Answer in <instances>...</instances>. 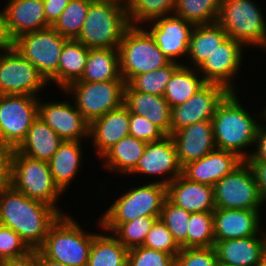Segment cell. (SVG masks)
Here are the masks:
<instances>
[{
    "instance_id": "cell-1",
    "label": "cell",
    "mask_w": 266,
    "mask_h": 266,
    "mask_svg": "<svg viewBox=\"0 0 266 266\" xmlns=\"http://www.w3.org/2000/svg\"><path fill=\"white\" fill-rule=\"evenodd\" d=\"M60 215L52 206L25 196L10 184L0 187V223L19 234L31 250L43 245Z\"/></svg>"
},
{
    "instance_id": "cell-2",
    "label": "cell",
    "mask_w": 266,
    "mask_h": 266,
    "mask_svg": "<svg viewBox=\"0 0 266 266\" xmlns=\"http://www.w3.org/2000/svg\"><path fill=\"white\" fill-rule=\"evenodd\" d=\"M240 103L236 92H229L218 104L212 118L216 149L237 154L248 159L242 149L254 145L259 122Z\"/></svg>"
},
{
    "instance_id": "cell-3",
    "label": "cell",
    "mask_w": 266,
    "mask_h": 266,
    "mask_svg": "<svg viewBox=\"0 0 266 266\" xmlns=\"http://www.w3.org/2000/svg\"><path fill=\"white\" fill-rule=\"evenodd\" d=\"M130 26L126 1L93 0L77 41L87 48H118Z\"/></svg>"
},
{
    "instance_id": "cell-4",
    "label": "cell",
    "mask_w": 266,
    "mask_h": 266,
    "mask_svg": "<svg viewBox=\"0 0 266 266\" xmlns=\"http://www.w3.org/2000/svg\"><path fill=\"white\" fill-rule=\"evenodd\" d=\"M8 184L31 199L47 203L63 215L56 206L63 192L54 183L48 162L10 150Z\"/></svg>"
},
{
    "instance_id": "cell-5",
    "label": "cell",
    "mask_w": 266,
    "mask_h": 266,
    "mask_svg": "<svg viewBox=\"0 0 266 266\" xmlns=\"http://www.w3.org/2000/svg\"><path fill=\"white\" fill-rule=\"evenodd\" d=\"M95 233H87L66 214L50 226L39 250L49 259L67 266H87Z\"/></svg>"
},
{
    "instance_id": "cell-6",
    "label": "cell",
    "mask_w": 266,
    "mask_h": 266,
    "mask_svg": "<svg viewBox=\"0 0 266 266\" xmlns=\"http://www.w3.org/2000/svg\"><path fill=\"white\" fill-rule=\"evenodd\" d=\"M166 199V185L154 181L131 188L122 194L101 217L100 228L110 233L120 224L133 221L140 216L160 217Z\"/></svg>"
},
{
    "instance_id": "cell-7",
    "label": "cell",
    "mask_w": 266,
    "mask_h": 266,
    "mask_svg": "<svg viewBox=\"0 0 266 266\" xmlns=\"http://www.w3.org/2000/svg\"><path fill=\"white\" fill-rule=\"evenodd\" d=\"M142 27L130 25L118 47L120 73L126 84L134 76L155 71L171 62L158 48L151 34Z\"/></svg>"
},
{
    "instance_id": "cell-8",
    "label": "cell",
    "mask_w": 266,
    "mask_h": 266,
    "mask_svg": "<svg viewBox=\"0 0 266 266\" xmlns=\"http://www.w3.org/2000/svg\"><path fill=\"white\" fill-rule=\"evenodd\" d=\"M217 23L227 36L243 46L266 49V23L263 14L251 0H222Z\"/></svg>"
},
{
    "instance_id": "cell-9",
    "label": "cell",
    "mask_w": 266,
    "mask_h": 266,
    "mask_svg": "<svg viewBox=\"0 0 266 266\" xmlns=\"http://www.w3.org/2000/svg\"><path fill=\"white\" fill-rule=\"evenodd\" d=\"M68 39L52 27L27 32L12 41V46L29 60L47 82L58 84V64Z\"/></svg>"
},
{
    "instance_id": "cell-10",
    "label": "cell",
    "mask_w": 266,
    "mask_h": 266,
    "mask_svg": "<svg viewBox=\"0 0 266 266\" xmlns=\"http://www.w3.org/2000/svg\"><path fill=\"white\" fill-rule=\"evenodd\" d=\"M124 80L103 82L75 81L63 91L74 96V105L91 123L109 111L120 107L124 101Z\"/></svg>"
},
{
    "instance_id": "cell-11",
    "label": "cell",
    "mask_w": 266,
    "mask_h": 266,
    "mask_svg": "<svg viewBox=\"0 0 266 266\" xmlns=\"http://www.w3.org/2000/svg\"><path fill=\"white\" fill-rule=\"evenodd\" d=\"M216 209L260 210L263 205L251 166L244 161L214 186Z\"/></svg>"
},
{
    "instance_id": "cell-12",
    "label": "cell",
    "mask_w": 266,
    "mask_h": 266,
    "mask_svg": "<svg viewBox=\"0 0 266 266\" xmlns=\"http://www.w3.org/2000/svg\"><path fill=\"white\" fill-rule=\"evenodd\" d=\"M39 99L31 95H0V145L16 149L38 117Z\"/></svg>"
},
{
    "instance_id": "cell-13",
    "label": "cell",
    "mask_w": 266,
    "mask_h": 266,
    "mask_svg": "<svg viewBox=\"0 0 266 266\" xmlns=\"http://www.w3.org/2000/svg\"><path fill=\"white\" fill-rule=\"evenodd\" d=\"M0 54V95L37 96L48 82L13 46Z\"/></svg>"
},
{
    "instance_id": "cell-14",
    "label": "cell",
    "mask_w": 266,
    "mask_h": 266,
    "mask_svg": "<svg viewBox=\"0 0 266 266\" xmlns=\"http://www.w3.org/2000/svg\"><path fill=\"white\" fill-rule=\"evenodd\" d=\"M229 91L220 84L206 83L185 103L171 108V134L179 129L212 120L218 104Z\"/></svg>"
},
{
    "instance_id": "cell-15",
    "label": "cell",
    "mask_w": 266,
    "mask_h": 266,
    "mask_svg": "<svg viewBox=\"0 0 266 266\" xmlns=\"http://www.w3.org/2000/svg\"><path fill=\"white\" fill-rule=\"evenodd\" d=\"M244 48L239 41L228 37L199 66L198 72L206 83L220 84L229 92H236L232 80L241 67Z\"/></svg>"
},
{
    "instance_id": "cell-16",
    "label": "cell",
    "mask_w": 266,
    "mask_h": 266,
    "mask_svg": "<svg viewBox=\"0 0 266 266\" xmlns=\"http://www.w3.org/2000/svg\"><path fill=\"white\" fill-rule=\"evenodd\" d=\"M154 21V22H153ZM151 21L150 30L146 29L153 37L161 52L173 62L177 58L188 54V46L194 25L174 14L159 17Z\"/></svg>"
},
{
    "instance_id": "cell-17",
    "label": "cell",
    "mask_w": 266,
    "mask_h": 266,
    "mask_svg": "<svg viewBox=\"0 0 266 266\" xmlns=\"http://www.w3.org/2000/svg\"><path fill=\"white\" fill-rule=\"evenodd\" d=\"M38 116L63 141H81L84 137L90 138V123L71 103L66 101L42 103L39 99Z\"/></svg>"
},
{
    "instance_id": "cell-18",
    "label": "cell",
    "mask_w": 266,
    "mask_h": 266,
    "mask_svg": "<svg viewBox=\"0 0 266 266\" xmlns=\"http://www.w3.org/2000/svg\"><path fill=\"white\" fill-rule=\"evenodd\" d=\"M143 175H167V179L159 182L168 185L179 175H182V167L178 161L176 147L170 135L162 140L149 142L144 154L139 159L135 169L130 174Z\"/></svg>"
},
{
    "instance_id": "cell-19",
    "label": "cell",
    "mask_w": 266,
    "mask_h": 266,
    "mask_svg": "<svg viewBox=\"0 0 266 266\" xmlns=\"http://www.w3.org/2000/svg\"><path fill=\"white\" fill-rule=\"evenodd\" d=\"M170 136L174 141L181 167L216 149L212 120L185 126Z\"/></svg>"
},
{
    "instance_id": "cell-20",
    "label": "cell",
    "mask_w": 266,
    "mask_h": 266,
    "mask_svg": "<svg viewBox=\"0 0 266 266\" xmlns=\"http://www.w3.org/2000/svg\"><path fill=\"white\" fill-rule=\"evenodd\" d=\"M243 162L244 160L233 152L215 149L204 157L184 165L182 176L189 181L213 187Z\"/></svg>"
},
{
    "instance_id": "cell-21",
    "label": "cell",
    "mask_w": 266,
    "mask_h": 266,
    "mask_svg": "<svg viewBox=\"0 0 266 266\" xmlns=\"http://www.w3.org/2000/svg\"><path fill=\"white\" fill-rule=\"evenodd\" d=\"M6 5L5 25L12 41L24 33L51 27L44 14L43 0H10Z\"/></svg>"
},
{
    "instance_id": "cell-22",
    "label": "cell",
    "mask_w": 266,
    "mask_h": 266,
    "mask_svg": "<svg viewBox=\"0 0 266 266\" xmlns=\"http://www.w3.org/2000/svg\"><path fill=\"white\" fill-rule=\"evenodd\" d=\"M260 214L259 210L215 209L213 212L215 241L260 235Z\"/></svg>"
},
{
    "instance_id": "cell-23",
    "label": "cell",
    "mask_w": 266,
    "mask_h": 266,
    "mask_svg": "<svg viewBox=\"0 0 266 266\" xmlns=\"http://www.w3.org/2000/svg\"><path fill=\"white\" fill-rule=\"evenodd\" d=\"M166 198L191 213L214 212L216 209L213 187L189 181L182 175L166 185Z\"/></svg>"
},
{
    "instance_id": "cell-24",
    "label": "cell",
    "mask_w": 266,
    "mask_h": 266,
    "mask_svg": "<svg viewBox=\"0 0 266 266\" xmlns=\"http://www.w3.org/2000/svg\"><path fill=\"white\" fill-rule=\"evenodd\" d=\"M213 247L221 264L257 266L266 253V233L262 232L260 236L215 241Z\"/></svg>"
},
{
    "instance_id": "cell-25",
    "label": "cell",
    "mask_w": 266,
    "mask_h": 266,
    "mask_svg": "<svg viewBox=\"0 0 266 266\" xmlns=\"http://www.w3.org/2000/svg\"><path fill=\"white\" fill-rule=\"evenodd\" d=\"M130 112L122 104L90 123L89 136L101 157L109 148L129 135Z\"/></svg>"
},
{
    "instance_id": "cell-26",
    "label": "cell",
    "mask_w": 266,
    "mask_h": 266,
    "mask_svg": "<svg viewBox=\"0 0 266 266\" xmlns=\"http://www.w3.org/2000/svg\"><path fill=\"white\" fill-rule=\"evenodd\" d=\"M123 104L130 113L151 121L166 135H171V108L164 96L138 91H124Z\"/></svg>"
},
{
    "instance_id": "cell-27",
    "label": "cell",
    "mask_w": 266,
    "mask_h": 266,
    "mask_svg": "<svg viewBox=\"0 0 266 266\" xmlns=\"http://www.w3.org/2000/svg\"><path fill=\"white\" fill-rule=\"evenodd\" d=\"M62 142L59 135L38 116L15 150L33 159L48 162Z\"/></svg>"
},
{
    "instance_id": "cell-28",
    "label": "cell",
    "mask_w": 266,
    "mask_h": 266,
    "mask_svg": "<svg viewBox=\"0 0 266 266\" xmlns=\"http://www.w3.org/2000/svg\"><path fill=\"white\" fill-rule=\"evenodd\" d=\"M81 141H63L48 161L54 183L64 193L79 171L82 150Z\"/></svg>"
},
{
    "instance_id": "cell-29",
    "label": "cell",
    "mask_w": 266,
    "mask_h": 266,
    "mask_svg": "<svg viewBox=\"0 0 266 266\" xmlns=\"http://www.w3.org/2000/svg\"><path fill=\"white\" fill-rule=\"evenodd\" d=\"M113 80H124L120 73L118 48L89 49L83 76L78 81L103 82Z\"/></svg>"
},
{
    "instance_id": "cell-30",
    "label": "cell",
    "mask_w": 266,
    "mask_h": 266,
    "mask_svg": "<svg viewBox=\"0 0 266 266\" xmlns=\"http://www.w3.org/2000/svg\"><path fill=\"white\" fill-rule=\"evenodd\" d=\"M146 146V142L127 135L109 148L101 158H104L107 169L130 174L144 154Z\"/></svg>"
},
{
    "instance_id": "cell-31",
    "label": "cell",
    "mask_w": 266,
    "mask_h": 266,
    "mask_svg": "<svg viewBox=\"0 0 266 266\" xmlns=\"http://www.w3.org/2000/svg\"><path fill=\"white\" fill-rule=\"evenodd\" d=\"M227 38V33L217 22L194 25L186 56L190 58L194 68L198 69L216 47Z\"/></svg>"
},
{
    "instance_id": "cell-32",
    "label": "cell",
    "mask_w": 266,
    "mask_h": 266,
    "mask_svg": "<svg viewBox=\"0 0 266 266\" xmlns=\"http://www.w3.org/2000/svg\"><path fill=\"white\" fill-rule=\"evenodd\" d=\"M89 49L76 39L65 42L58 64V87L61 90L81 79Z\"/></svg>"
},
{
    "instance_id": "cell-33",
    "label": "cell",
    "mask_w": 266,
    "mask_h": 266,
    "mask_svg": "<svg viewBox=\"0 0 266 266\" xmlns=\"http://www.w3.org/2000/svg\"><path fill=\"white\" fill-rule=\"evenodd\" d=\"M192 67L194 66L188 67L183 63L167 83L164 98L170 108L185 103L206 84L198 69Z\"/></svg>"
},
{
    "instance_id": "cell-34",
    "label": "cell",
    "mask_w": 266,
    "mask_h": 266,
    "mask_svg": "<svg viewBox=\"0 0 266 266\" xmlns=\"http://www.w3.org/2000/svg\"><path fill=\"white\" fill-rule=\"evenodd\" d=\"M128 251L113 234L95 233L87 266H127Z\"/></svg>"
},
{
    "instance_id": "cell-35",
    "label": "cell",
    "mask_w": 266,
    "mask_h": 266,
    "mask_svg": "<svg viewBox=\"0 0 266 266\" xmlns=\"http://www.w3.org/2000/svg\"><path fill=\"white\" fill-rule=\"evenodd\" d=\"M171 61L168 65L134 76L124 88V91H138L152 95L164 96L167 83L173 73L182 65Z\"/></svg>"
},
{
    "instance_id": "cell-36",
    "label": "cell",
    "mask_w": 266,
    "mask_h": 266,
    "mask_svg": "<svg viewBox=\"0 0 266 266\" xmlns=\"http://www.w3.org/2000/svg\"><path fill=\"white\" fill-rule=\"evenodd\" d=\"M222 0H176L173 14L193 25L217 22Z\"/></svg>"
},
{
    "instance_id": "cell-37",
    "label": "cell",
    "mask_w": 266,
    "mask_h": 266,
    "mask_svg": "<svg viewBox=\"0 0 266 266\" xmlns=\"http://www.w3.org/2000/svg\"><path fill=\"white\" fill-rule=\"evenodd\" d=\"M175 3L176 0H127L129 24L140 26L142 23H149L156 18L167 16L169 13L172 15Z\"/></svg>"
},
{
    "instance_id": "cell-38",
    "label": "cell",
    "mask_w": 266,
    "mask_h": 266,
    "mask_svg": "<svg viewBox=\"0 0 266 266\" xmlns=\"http://www.w3.org/2000/svg\"><path fill=\"white\" fill-rule=\"evenodd\" d=\"M93 0H70L56 22L51 26L62 37L77 39L81 33L88 8Z\"/></svg>"
},
{
    "instance_id": "cell-39",
    "label": "cell",
    "mask_w": 266,
    "mask_h": 266,
    "mask_svg": "<svg viewBox=\"0 0 266 266\" xmlns=\"http://www.w3.org/2000/svg\"><path fill=\"white\" fill-rule=\"evenodd\" d=\"M187 228V248L214 246L213 212L191 213Z\"/></svg>"
},
{
    "instance_id": "cell-40",
    "label": "cell",
    "mask_w": 266,
    "mask_h": 266,
    "mask_svg": "<svg viewBox=\"0 0 266 266\" xmlns=\"http://www.w3.org/2000/svg\"><path fill=\"white\" fill-rule=\"evenodd\" d=\"M160 217L140 216L130 222L120 223L110 234L127 249L142 246L147 233L151 230L156 220Z\"/></svg>"
},
{
    "instance_id": "cell-41",
    "label": "cell",
    "mask_w": 266,
    "mask_h": 266,
    "mask_svg": "<svg viewBox=\"0 0 266 266\" xmlns=\"http://www.w3.org/2000/svg\"><path fill=\"white\" fill-rule=\"evenodd\" d=\"M190 215L191 212L171 203L167 198L165 199L160 219L181 248H187V227Z\"/></svg>"
},
{
    "instance_id": "cell-42",
    "label": "cell",
    "mask_w": 266,
    "mask_h": 266,
    "mask_svg": "<svg viewBox=\"0 0 266 266\" xmlns=\"http://www.w3.org/2000/svg\"><path fill=\"white\" fill-rule=\"evenodd\" d=\"M144 247L159 250L176 257L181 247L174 240L171 232L166 227L165 223L158 218L151 230L147 233Z\"/></svg>"
},
{
    "instance_id": "cell-43",
    "label": "cell",
    "mask_w": 266,
    "mask_h": 266,
    "mask_svg": "<svg viewBox=\"0 0 266 266\" xmlns=\"http://www.w3.org/2000/svg\"><path fill=\"white\" fill-rule=\"evenodd\" d=\"M127 266H175V257L159 250L136 246L128 251Z\"/></svg>"
},
{
    "instance_id": "cell-44",
    "label": "cell",
    "mask_w": 266,
    "mask_h": 266,
    "mask_svg": "<svg viewBox=\"0 0 266 266\" xmlns=\"http://www.w3.org/2000/svg\"><path fill=\"white\" fill-rule=\"evenodd\" d=\"M214 247L181 248L175 257V266H218Z\"/></svg>"
},
{
    "instance_id": "cell-45",
    "label": "cell",
    "mask_w": 266,
    "mask_h": 266,
    "mask_svg": "<svg viewBox=\"0 0 266 266\" xmlns=\"http://www.w3.org/2000/svg\"><path fill=\"white\" fill-rule=\"evenodd\" d=\"M30 250L19 234L0 224V261L24 256Z\"/></svg>"
},
{
    "instance_id": "cell-46",
    "label": "cell",
    "mask_w": 266,
    "mask_h": 266,
    "mask_svg": "<svg viewBox=\"0 0 266 266\" xmlns=\"http://www.w3.org/2000/svg\"><path fill=\"white\" fill-rule=\"evenodd\" d=\"M129 135L146 143L159 141L167 136L151 121L134 113H130Z\"/></svg>"
},
{
    "instance_id": "cell-47",
    "label": "cell",
    "mask_w": 266,
    "mask_h": 266,
    "mask_svg": "<svg viewBox=\"0 0 266 266\" xmlns=\"http://www.w3.org/2000/svg\"><path fill=\"white\" fill-rule=\"evenodd\" d=\"M70 0H43L44 14L47 23L52 26L59 18Z\"/></svg>"
},
{
    "instance_id": "cell-48",
    "label": "cell",
    "mask_w": 266,
    "mask_h": 266,
    "mask_svg": "<svg viewBox=\"0 0 266 266\" xmlns=\"http://www.w3.org/2000/svg\"><path fill=\"white\" fill-rule=\"evenodd\" d=\"M251 166L259 187L263 204L266 202V161H247Z\"/></svg>"
},
{
    "instance_id": "cell-49",
    "label": "cell",
    "mask_w": 266,
    "mask_h": 266,
    "mask_svg": "<svg viewBox=\"0 0 266 266\" xmlns=\"http://www.w3.org/2000/svg\"><path fill=\"white\" fill-rule=\"evenodd\" d=\"M254 145L257 148L255 152L248 154L246 161H266V126L260 124Z\"/></svg>"
},
{
    "instance_id": "cell-50",
    "label": "cell",
    "mask_w": 266,
    "mask_h": 266,
    "mask_svg": "<svg viewBox=\"0 0 266 266\" xmlns=\"http://www.w3.org/2000/svg\"><path fill=\"white\" fill-rule=\"evenodd\" d=\"M0 266H40L39 249L30 250L21 257L0 261Z\"/></svg>"
},
{
    "instance_id": "cell-51",
    "label": "cell",
    "mask_w": 266,
    "mask_h": 266,
    "mask_svg": "<svg viewBox=\"0 0 266 266\" xmlns=\"http://www.w3.org/2000/svg\"><path fill=\"white\" fill-rule=\"evenodd\" d=\"M10 150L0 145V187L8 184Z\"/></svg>"
},
{
    "instance_id": "cell-52",
    "label": "cell",
    "mask_w": 266,
    "mask_h": 266,
    "mask_svg": "<svg viewBox=\"0 0 266 266\" xmlns=\"http://www.w3.org/2000/svg\"><path fill=\"white\" fill-rule=\"evenodd\" d=\"M12 47V40L9 38L5 25V11L0 10V50ZM1 53V52H0Z\"/></svg>"
},
{
    "instance_id": "cell-53",
    "label": "cell",
    "mask_w": 266,
    "mask_h": 266,
    "mask_svg": "<svg viewBox=\"0 0 266 266\" xmlns=\"http://www.w3.org/2000/svg\"><path fill=\"white\" fill-rule=\"evenodd\" d=\"M39 263L40 266H67L65 264H62L61 262H57L47 258L40 250H39Z\"/></svg>"
},
{
    "instance_id": "cell-54",
    "label": "cell",
    "mask_w": 266,
    "mask_h": 266,
    "mask_svg": "<svg viewBox=\"0 0 266 266\" xmlns=\"http://www.w3.org/2000/svg\"><path fill=\"white\" fill-rule=\"evenodd\" d=\"M257 266H266V253L262 256L261 261L257 264Z\"/></svg>"
},
{
    "instance_id": "cell-55",
    "label": "cell",
    "mask_w": 266,
    "mask_h": 266,
    "mask_svg": "<svg viewBox=\"0 0 266 266\" xmlns=\"http://www.w3.org/2000/svg\"><path fill=\"white\" fill-rule=\"evenodd\" d=\"M218 266H230V265H226V264L219 263Z\"/></svg>"
}]
</instances>
